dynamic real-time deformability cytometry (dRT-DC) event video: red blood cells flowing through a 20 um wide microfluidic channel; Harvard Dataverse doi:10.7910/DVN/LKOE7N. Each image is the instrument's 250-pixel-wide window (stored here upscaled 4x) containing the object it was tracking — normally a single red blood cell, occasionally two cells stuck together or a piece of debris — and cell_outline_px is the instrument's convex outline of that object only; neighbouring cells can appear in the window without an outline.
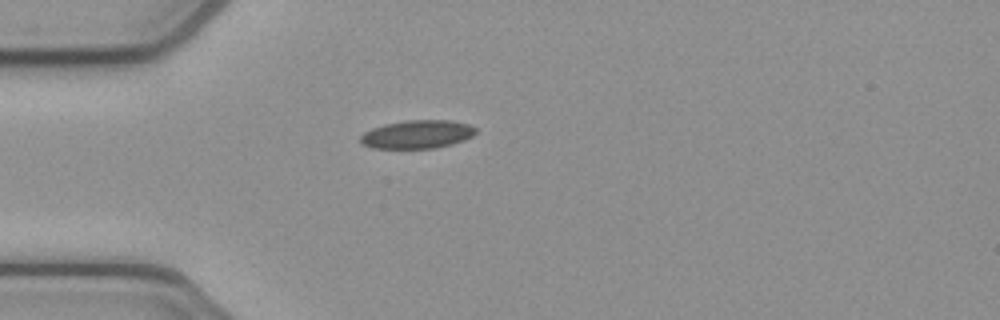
{"species": "common noctule bat (a hibernating species)", "species_latin": "Nyctalus noctula", "temperature_condition": "cold", "stored_images_in_passage": 39, "camera_frame_rate_fps": 3000, "um_per_image_px": 0.085, "animal": {"sex": "female", "body_mass_g": 21.9}, "frame": {"image": 1, "passage_image": 1, "time_ms": 0.0, "image_size_px": [1000, 320], "cell_outline_px": [[476, 132], [472, 136], [464, 140], [452, 144], [432, 148], [376, 148], [360, 144], [360, 136], [364, 132], [372, 128], [384, 124], [404, 120], [452, 120], [468, 124], [476, 128]], "centroid_in_image_um": [35.45, 11.41], "position_along_channel_um": 49.5, "area_um2": 19.07}}
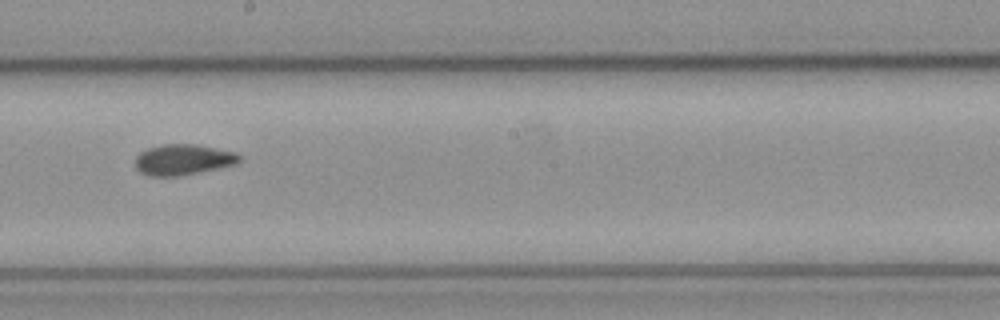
{"frame": {"image": 2, "passage_image": 16, "time_ms": 5.0, "image_size_px": [1000, 320], "cell_outline_px": [[240, 160], [236, 164], [180, 176], [148, 176], [140, 172], [136, 168], [136, 156], [140, 152], [148, 148], [160, 144], [196, 144], [236, 152], [240, 156]], "centroid_in_image_um": [15.54, 13.56], "position_along_channel_um": 232.7, "area_um2": 18.67}}
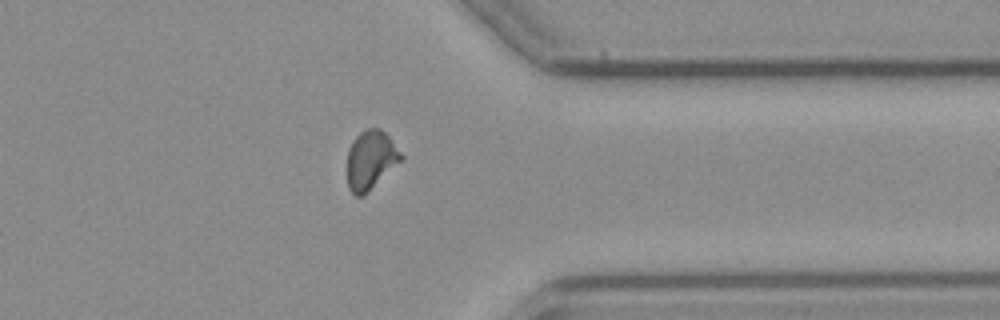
{"frame": {"image": 3, "passage_image": 28, "time_ms": 9.0, "image_size_px": [1000, 320], "cell_outline_px": [[404, 156], [364, 196], [356, 196], [348, 188], [348, 148], [352, 140], [364, 128], [380, 128], [388, 136]], "centroid_in_image_um": [31.48, 13.57], "position_along_channel_um": 379.9, "area_um2": 18.21}, "authors_computed_cell_mechanics": {"area_um2": 18.3804, "velocity_mm_per_s": 3.8754, "shape_relaxation_time_tau1_ms": 7.2114, "shape_relaxation_time_tau2_ms": 3.9027, "deformation_change_tau1": 0.1159, "deformation_change_tau2": 0.0793}}